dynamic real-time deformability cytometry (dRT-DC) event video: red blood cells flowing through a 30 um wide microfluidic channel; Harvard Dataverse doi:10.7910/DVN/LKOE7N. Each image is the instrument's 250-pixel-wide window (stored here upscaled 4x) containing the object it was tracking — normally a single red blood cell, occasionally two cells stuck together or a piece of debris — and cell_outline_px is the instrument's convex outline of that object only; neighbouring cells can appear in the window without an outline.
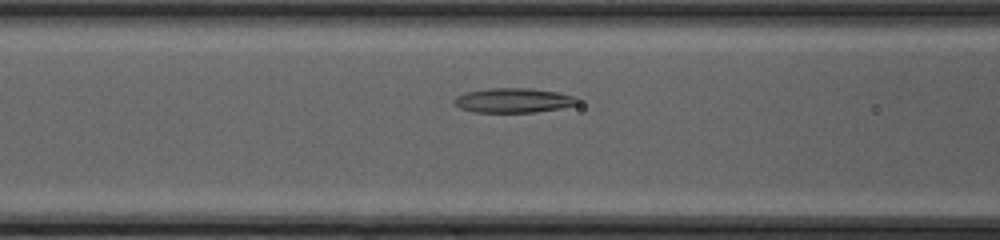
{"species": "common noctule bat (a hibernating species)", "species_latin": "Nyctalus noctula", "temperature_condition": "cold", "stored_images_in_passage": 39, "camera_frame_rate_fps": 3000, "um_per_image_px": 0.085, "animal": {"sex": "female", "body_mass_g": 20.0, "forearm_length_mm": 54.0}, "frame": {"image": 1, "passage_image": 11, "time_ms": 3.333, "image_size_px": [1000, 240], "cell_outline_px": [[580, 104], [560, 108], [536, 112], [476, 112], [460, 108], [452, 104], [452, 100], [456, 96], [468, 92], [488, 88], [528, 88], [556, 92], [576, 96], [580, 100]], "centroid_in_image_um": [43.65, 8.53], "position_along_channel_um": 123.0, "area_um2": 17.74}}
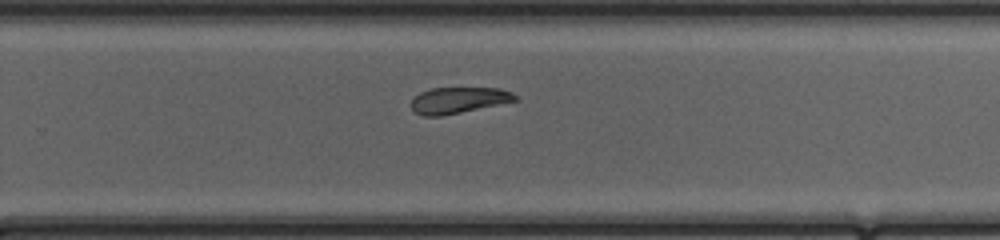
{"frame": {"image": 2, "passage_image": 23, "time_ms": 7.333, "image_size_px": [1000, 240], "cell_outline_px": [[520, 100], [440, 116], [424, 116], [412, 112], [412, 100], [420, 92], [432, 88], [500, 88], [512, 92]], "centroid_in_image_um": [38.98, 8.51], "position_along_channel_um": 290.8, "area_um2": 15.78}}
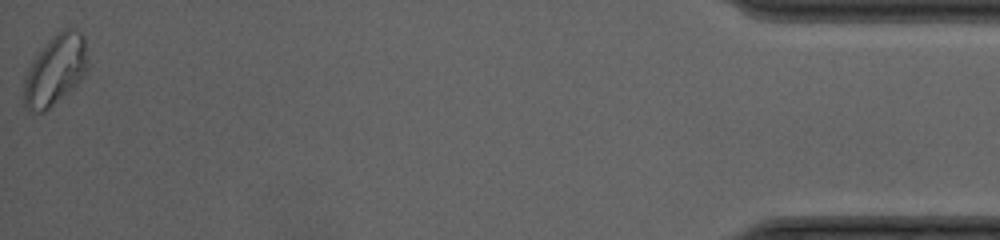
{"frame": {"image": 3, "passage_image": 39, "time_ms": 12.667, "image_size_px": [1000, 240], "cell_outline_px": [[88, 68], [80, 80], [72, 88], [44, 112], [36, 112], [24, 108], [24, 76], [28, 68], [36, 56], [48, 40], [52, 36], [64, 28], [76, 28], [84, 32], [88, 60]], "centroid_in_image_um": [4.72, 5.91], "position_along_channel_um": 430.5, "area_um2": 26.18}, "authors_computed_cell_mechanics": {"area_um2": 18.3226, "velocity_mm_per_s": 4.2153, "shape_relaxation_time_tau1_ms": 9.4104, "shape_relaxation_time_tau2_ms": null, "deformation_change_tau1": 0.1675, "deformation_change_tau2": null}}